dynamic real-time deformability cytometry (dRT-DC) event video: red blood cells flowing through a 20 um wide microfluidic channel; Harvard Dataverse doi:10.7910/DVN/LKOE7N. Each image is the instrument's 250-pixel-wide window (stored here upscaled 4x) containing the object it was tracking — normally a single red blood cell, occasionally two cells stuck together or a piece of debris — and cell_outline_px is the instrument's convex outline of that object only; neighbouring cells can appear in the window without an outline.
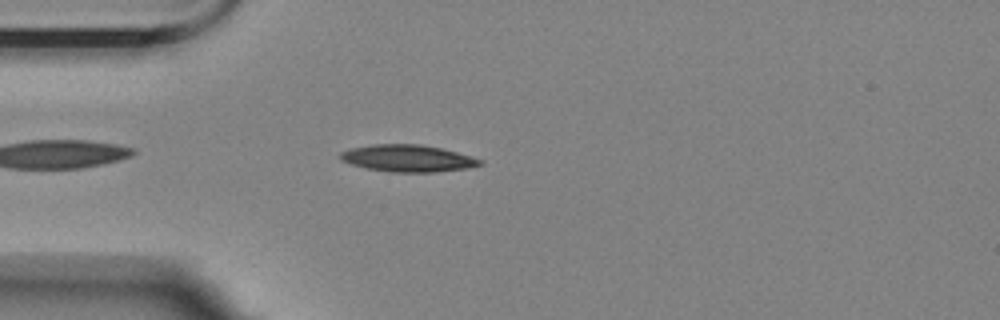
{"species": "Egyptian fruit bat (a non-hibernating species)", "species_latin": "Rousettus aegyptiacus", "temperature_condition": "room temperature", "stored_images_in_passage": 31, "camera_frame_rate_fps": 3000, "um_per_image_px": 0.085, "animal": {"sex": "female"}, "frame": {"image": 1, "passage_image": 5, "time_ms": 1.333, "image_size_px": [1000, 320], "cell_outline_px": [[484, 164], [468, 168], [432, 172], [388, 172], [364, 168], [340, 160], [340, 152], [348, 148], [372, 144], [420, 144], [440, 148], [456, 152], [484, 160]], "centroid_in_image_um": [34.63, 13.45], "position_along_channel_um": 50.4, "area_um2": 22.08}}
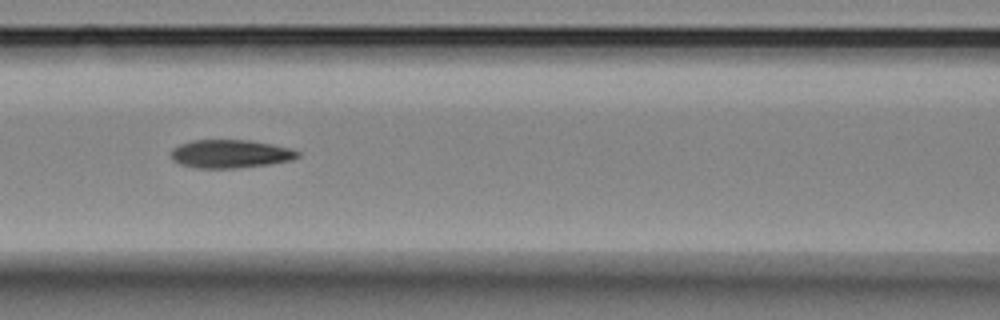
{"frame": {"image": 2, "passage_image": 14, "time_ms": 4.333, "image_size_px": [1000, 320], "cell_outline_px": [[300, 156], [292, 160], [268, 164], [236, 168], [196, 168], [180, 164], [172, 160], [172, 148], [180, 144], [192, 140], [248, 140], [272, 144], [292, 148], [300, 152]], "centroid_in_image_um": [19.59, 13.07], "position_along_channel_um": 147.0, "area_um2": 20.92}}
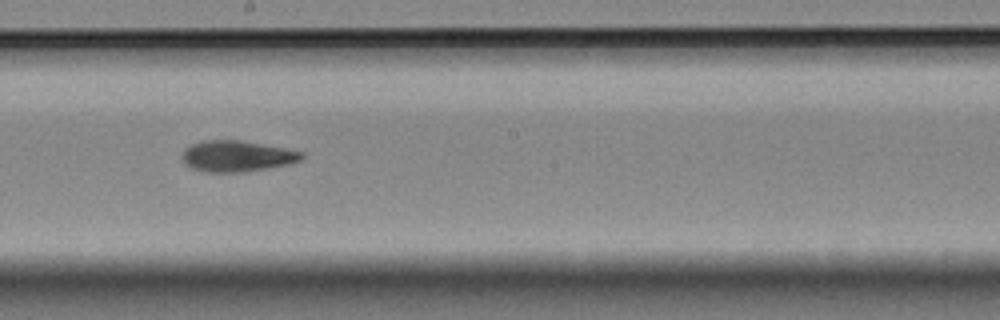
{"frame": {"image": 3, "passage_image": 21, "time_ms": 6.667, "image_size_px": [1000, 320], "cell_outline_px": [[304, 156], [300, 160], [288, 164], [268, 168], [244, 172], [204, 172], [192, 168], [184, 164], [184, 148], [192, 144], [204, 140], [240, 140], [284, 148], [304, 152]], "centroid_in_image_um": [20.14, 13.27], "position_along_channel_um": 228.1, "area_um2": 21.5}}